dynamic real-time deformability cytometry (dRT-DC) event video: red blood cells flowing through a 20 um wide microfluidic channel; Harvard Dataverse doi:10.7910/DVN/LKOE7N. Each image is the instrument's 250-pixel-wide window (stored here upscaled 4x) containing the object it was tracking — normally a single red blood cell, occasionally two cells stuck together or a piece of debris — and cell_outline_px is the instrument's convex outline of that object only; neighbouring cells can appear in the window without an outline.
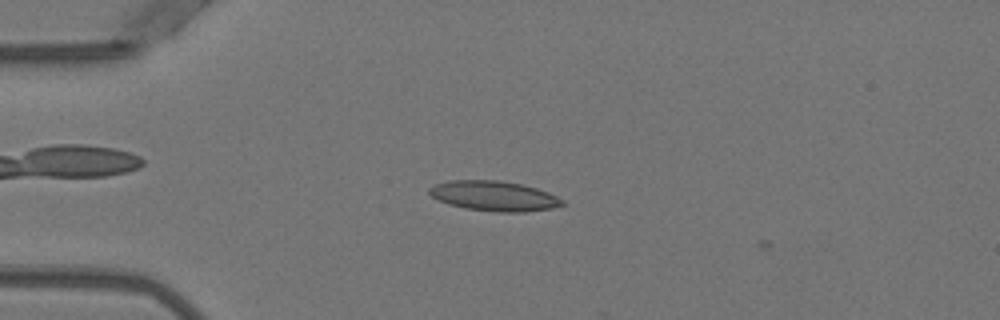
{"species": "Egyptian fruit bat (a non-hibernating species)", "species_latin": "Rousettus aegyptiacus", "temperature_condition": "warm", "stored_images_in_passage": 2, "camera_frame_rate_fps": 3000, "um_per_image_px": 0.085, "animal": {"sex": "female"}, "frame": {"image": 1, "passage_image": 1, "time_ms": 0.0, "image_size_px": [1000, 320], "cell_outline_px": [[564, 204], [552, 208], [524, 212], [496, 212], [464, 208], [448, 204], [432, 196], [428, 192], [428, 188], [436, 184], [448, 180], [500, 180], [524, 184], [548, 192], [564, 200]], "centroid_in_image_um": [42.0, 16.65], "position_along_channel_um": 43.0, "area_um2": 23.35}}